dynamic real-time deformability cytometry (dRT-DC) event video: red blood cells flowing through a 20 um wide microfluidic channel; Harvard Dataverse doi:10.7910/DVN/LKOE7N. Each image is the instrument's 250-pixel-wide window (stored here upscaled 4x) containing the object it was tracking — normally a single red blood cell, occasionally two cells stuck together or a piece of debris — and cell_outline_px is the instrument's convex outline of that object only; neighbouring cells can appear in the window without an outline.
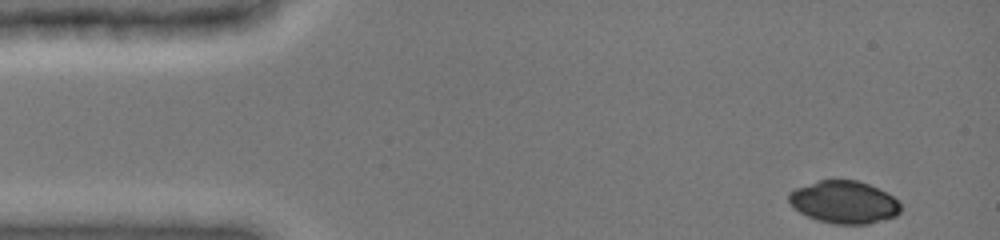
{"species": "common noctule bat (a hibernating species)", "species_latin": "Nyctalus noctula", "temperature_condition": "cold", "stored_images_in_passage": 8, "camera_frame_rate_fps": 3000, "um_per_image_px": 0.085, "animal": {"sex": "female", "body_mass_g": 19.0, "forearm_length_mm": 51.5}, "frame": {"image": 1, "passage_image": 1, "time_ms": 0.0, "image_size_px": [1000, 240], "cell_outline_px": [[900, 212], [896, 216], [868, 224], [832, 224], [816, 220], [792, 208], [788, 200], [788, 192], [796, 188], [820, 180], [856, 180], [868, 184], [892, 196], [900, 204]], "centroid_in_image_um": [71.7, 17.2], "position_along_channel_um": 13.3, "area_um2": 27.63}}
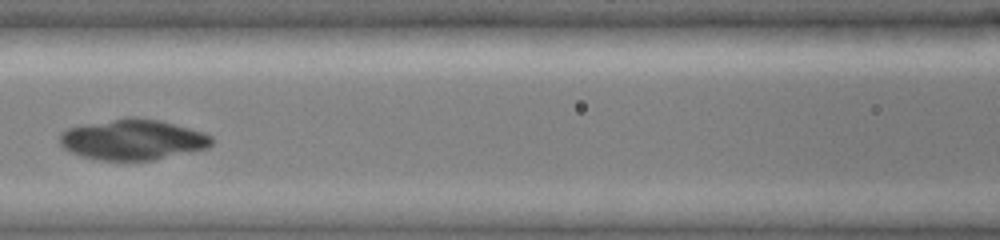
{"frame": {"image": 2, "passage_image": 7, "time_ms": 6.0, "image_size_px": [1000, 240], "cell_outline_px": [[212, 144], [208, 148], [152, 160], [96, 160], [72, 152], [64, 148], [60, 144], [60, 132], [68, 128], [84, 124], [124, 116], [136, 116], [160, 120], [204, 132], [212, 136]], "centroid_in_image_um": [11.28, 11.84], "position_along_channel_um": 155.3, "area_um2": 36.13}}
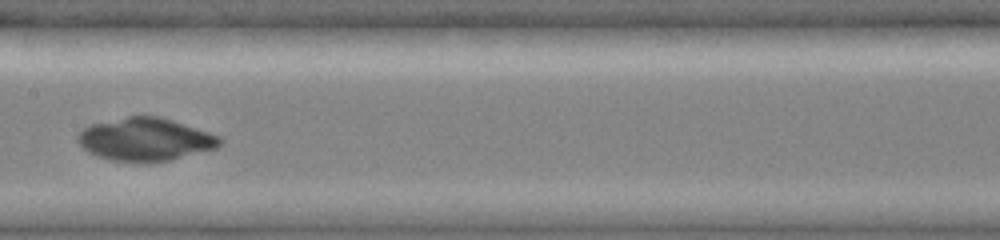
{"frame": {"image": 3, "passage_image": 8, "time_ms": 7.0, "image_size_px": [1000, 240], "cell_outline_px": [[224, 140], [216, 148], [172, 160], [148, 164], [136, 164], [112, 160], [96, 156], [88, 152], [76, 140], [76, 136], [88, 124], [128, 116], [160, 116], [220, 136]], "centroid_in_image_um": [12.33, 11.88], "position_along_channel_um": 195.1, "area_um2": 36.13}}